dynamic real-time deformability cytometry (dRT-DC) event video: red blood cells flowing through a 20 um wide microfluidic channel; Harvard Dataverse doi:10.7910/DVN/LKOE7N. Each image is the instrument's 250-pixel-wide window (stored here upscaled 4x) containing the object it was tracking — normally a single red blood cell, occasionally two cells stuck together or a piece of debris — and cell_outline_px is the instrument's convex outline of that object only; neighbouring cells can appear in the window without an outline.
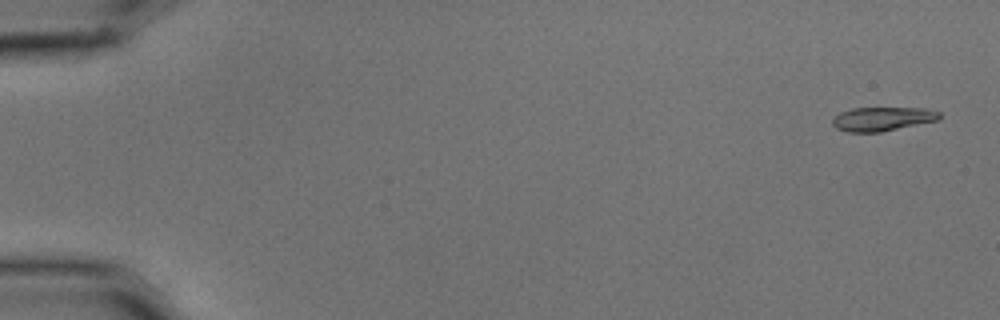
{"species": "common noctule bat (a hibernating species)", "species_latin": "Nyctalus noctula", "temperature_condition": "cold", "stored_images_in_passage": 8, "camera_frame_rate_fps": 3000, "um_per_image_px": 0.085, "animal": {"sex": "male", "body_mass_g": 15.6}, "frame": {"image": 1, "passage_image": 1, "time_ms": 0.0, "image_size_px": [1000, 320], "cell_outline_px": [[940, 116], [936, 120], [880, 132], [848, 132], [836, 128], [832, 124], [832, 120], [840, 112], [852, 108], [924, 108], [940, 112]], "centroid_in_image_um": [74.96, 10.1], "position_along_channel_um": 10.0, "area_um2": 14.68}}
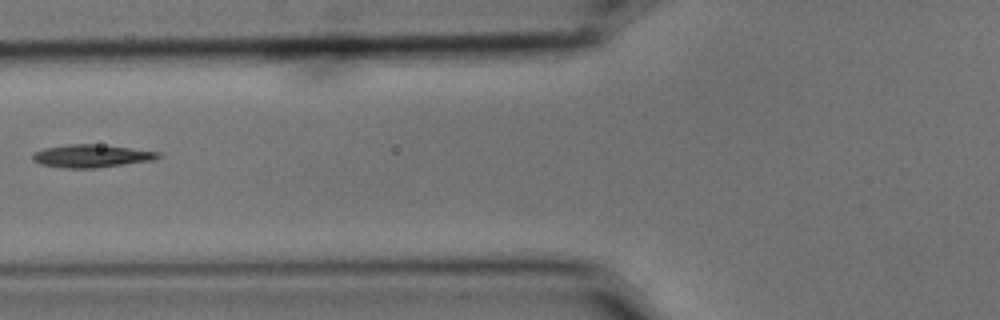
{"frame": {"image": 2, "passage_image": 7, "time_ms": 2.0, "image_size_px": [1000, 320], "cell_outline_px": [[160, 156], [152, 160], [96, 168], [60, 168], [40, 164], [32, 160], [32, 152], [44, 148], [68, 144], [92, 144], [128, 148], [160, 152]], "centroid_in_image_um": [7.68, 13.26], "position_along_channel_um": 118.1, "area_um2": 16.59}}
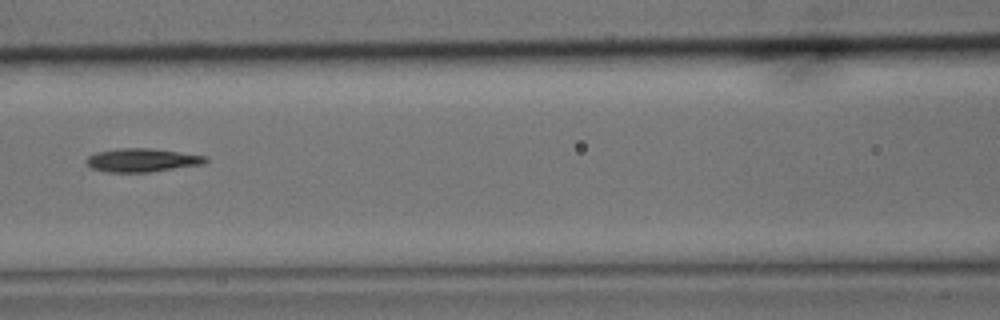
{"frame": {"image": 3, "passage_image": 8, "time_ms": 2.333, "image_size_px": [1000, 320], "cell_outline_px": [[208, 160], [204, 164], [148, 172], [108, 172], [92, 168], [84, 160], [88, 156], [96, 152], [120, 148], [152, 148], [208, 156]], "centroid_in_image_um": [12.09, 13.6], "position_along_channel_um": 154.5, "area_um2": 16.3}}